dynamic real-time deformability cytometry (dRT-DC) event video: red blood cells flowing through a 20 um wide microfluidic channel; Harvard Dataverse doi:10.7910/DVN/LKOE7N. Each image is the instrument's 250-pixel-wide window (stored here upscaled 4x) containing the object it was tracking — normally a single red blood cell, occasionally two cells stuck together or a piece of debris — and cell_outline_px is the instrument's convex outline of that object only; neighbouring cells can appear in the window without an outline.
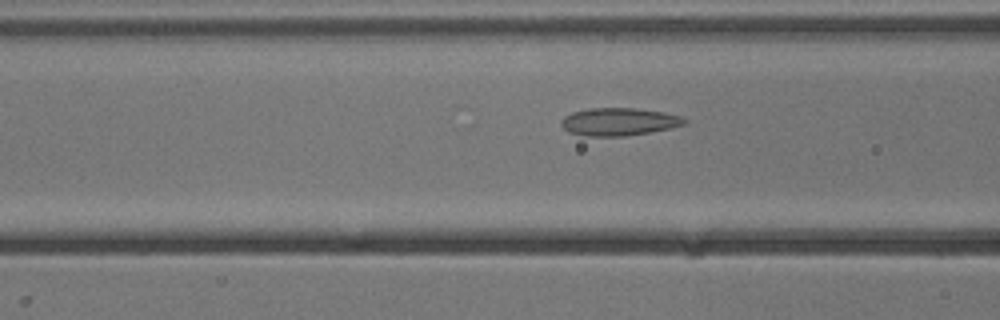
{"species": "common noctule bat (a hibernating species)", "species_latin": "Nyctalus noctula", "temperature_condition": "cold", "stored_images_in_passage": 44, "camera_frame_rate_fps": 3000, "um_per_image_px": 0.085, "animal": {"sex": "male", "body_mass_g": 13.3}, "frame": {"image": 1, "passage_image": 12, "time_ms": 3.667, "image_size_px": [1000, 320], "cell_outline_px": [[688, 124], [672, 128], [624, 136], [584, 136], [568, 132], [560, 124], [560, 120], [564, 116], [572, 112], [588, 108], [636, 108], [664, 112], [680, 116], [688, 120]], "centroid_in_image_um": [52.61, 10.34], "position_along_channel_um": 114.0, "area_um2": 20.11}}
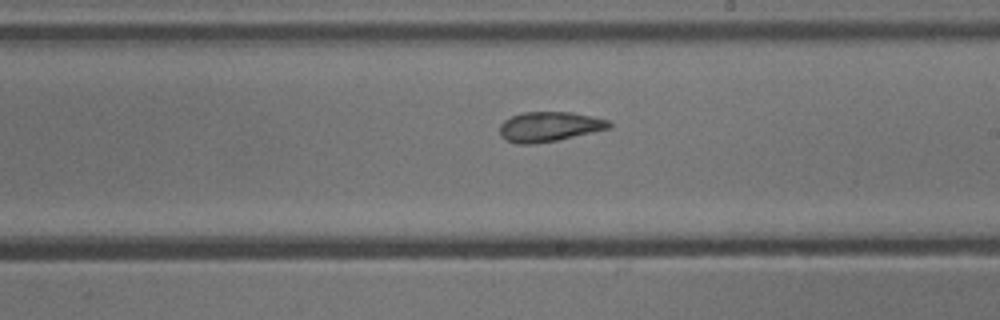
{"frame": {"image": 2, "passage_image": 22, "time_ms": 7.0, "image_size_px": [1000, 320], "cell_outline_px": [[612, 128], [556, 140], [532, 144], [516, 144], [504, 140], [500, 136], [500, 124], [504, 120], [520, 112], [572, 112], [592, 116], [608, 120], [612, 124]], "centroid_in_image_um": [46.67, 10.76], "position_along_channel_um": 242.3, "area_um2": 19.13}}
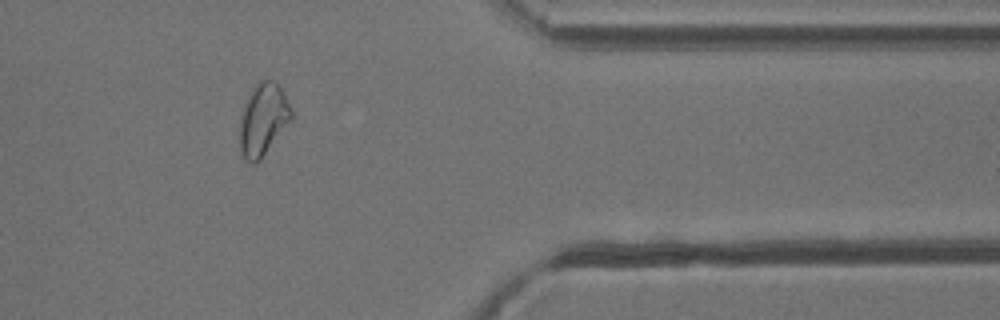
{"frame": {"image": 3, "passage_image": 35, "time_ms": 11.333, "image_size_px": [1000, 320], "cell_outline_px": [[292, 120], [260, 160], [256, 164], [252, 164], [244, 160], [240, 148], [240, 120], [244, 108], [256, 84], [260, 80], [272, 80], [284, 92], [292, 108]], "centroid_in_image_um": [22.39, 10.21], "position_along_channel_um": 389.0, "area_um2": 21.44}, "authors_computed_cell_mechanics": {"area_um2": 20.1144, "velocity_mm_per_s": 3.8511, "shape_relaxation_time_tau1_ms": null, "shape_relaxation_time_tau2_ms": 2.2706, "deformation_change_tau1": null, "deformation_change_tau2": 0.0782}}